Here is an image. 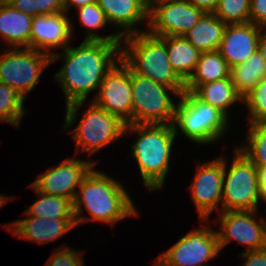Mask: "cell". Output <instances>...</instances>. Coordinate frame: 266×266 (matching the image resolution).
Masks as SVG:
<instances>
[{
    "label": "cell",
    "mask_w": 266,
    "mask_h": 266,
    "mask_svg": "<svg viewBox=\"0 0 266 266\" xmlns=\"http://www.w3.org/2000/svg\"><path fill=\"white\" fill-rule=\"evenodd\" d=\"M122 43L83 40L78 47L68 45L63 54L51 52V63L62 55L65 61L54 76L66 98L64 130L75 124L78 109L89 93L99 89L105 75L121 59Z\"/></svg>",
    "instance_id": "cell-1"
},
{
    "label": "cell",
    "mask_w": 266,
    "mask_h": 266,
    "mask_svg": "<svg viewBox=\"0 0 266 266\" xmlns=\"http://www.w3.org/2000/svg\"><path fill=\"white\" fill-rule=\"evenodd\" d=\"M84 207L92 218L80 216ZM73 213L77 226L89 220L112 225L128 216L138 215L133 201L121 183L103 172L94 170V167L83 178L75 195Z\"/></svg>",
    "instance_id": "cell-2"
},
{
    "label": "cell",
    "mask_w": 266,
    "mask_h": 266,
    "mask_svg": "<svg viewBox=\"0 0 266 266\" xmlns=\"http://www.w3.org/2000/svg\"><path fill=\"white\" fill-rule=\"evenodd\" d=\"M127 132L137 135L131 155L137 161L143 185L150 191L162 190L176 138L173 125L126 124L125 134Z\"/></svg>",
    "instance_id": "cell-3"
},
{
    "label": "cell",
    "mask_w": 266,
    "mask_h": 266,
    "mask_svg": "<svg viewBox=\"0 0 266 266\" xmlns=\"http://www.w3.org/2000/svg\"><path fill=\"white\" fill-rule=\"evenodd\" d=\"M122 39L126 46L121 45V60L134 73L173 88L180 95L185 91V82L173 70L161 37L146 30Z\"/></svg>",
    "instance_id": "cell-4"
},
{
    "label": "cell",
    "mask_w": 266,
    "mask_h": 266,
    "mask_svg": "<svg viewBox=\"0 0 266 266\" xmlns=\"http://www.w3.org/2000/svg\"><path fill=\"white\" fill-rule=\"evenodd\" d=\"M179 99L172 123L176 137L180 130L190 141L211 144L224 136L229 119L221 111L190 91H184Z\"/></svg>",
    "instance_id": "cell-5"
},
{
    "label": "cell",
    "mask_w": 266,
    "mask_h": 266,
    "mask_svg": "<svg viewBox=\"0 0 266 266\" xmlns=\"http://www.w3.org/2000/svg\"><path fill=\"white\" fill-rule=\"evenodd\" d=\"M231 167L227 169L224 159V175L222 184L221 210H257L259 201L263 199L259 186L258 168L235 148Z\"/></svg>",
    "instance_id": "cell-6"
},
{
    "label": "cell",
    "mask_w": 266,
    "mask_h": 266,
    "mask_svg": "<svg viewBox=\"0 0 266 266\" xmlns=\"http://www.w3.org/2000/svg\"><path fill=\"white\" fill-rule=\"evenodd\" d=\"M132 124H172L176 104L168 93L180 94L173 88L138 75L131 70Z\"/></svg>",
    "instance_id": "cell-7"
},
{
    "label": "cell",
    "mask_w": 266,
    "mask_h": 266,
    "mask_svg": "<svg viewBox=\"0 0 266 266\" xmlns=\"http://www.w3.org/2000/svg\"><path fill=\"white\" fill-rule=\"evenodd\" d=\"M0 54V83L25 97L51 63V54L32 48H7Z\"/></svg>",
    "instance_id": "cell-8"
},
{
    "label": "cell",
    "mask_w": 266,
    "mask_h": 266,
    "mask_svg": "<svg viewBox=\"0 0 266 266\" xmlns=\"http://www.w3.org/2000/svg\"><path fill=\"white\" fill-rule=\"evenodd\" d=\"M126 123L117 116L101 109L93 102L86 109L76 128L71 132L76 151L87 152L92 156L105 145L125 135Z\"/></svg>",
    "instance_id": "cell-9"
},
{
    "label": "cell",
    "mask_w": 266,
    "mask_h": 266,
    "mask_svg": "<svg viewBox=\"0 0 266 266\" xmlns=\"http://www.w3.org/2000/svg\"><path fill=\"white\" fill-rule=\"evenodd\" d=\"M204 226L181 237L153 266H206L221 251L216 231ZM208 266V265H207Z\"/></svg>",
    "instance_id": "cell-10"
},
{
    "label": "cell",
    "mask_w": 266,
    "mask_h": 266,
    "mask_svg": "<svg viewBox=\"0 0 266 266\" xmlns=\"http://www.w3.org/2000/svg\"><path fill=\"white\" fill-rule=\"evenodd\" d=\"M257 210H236L220 213V231H216L220 249L232 240L247 246L246 251H259L266 248V219L259 222L254 218Z\"/></svg>",
    "instance_id": "cell-11"
},
{
    "label": "cell",
    "mask_w": 266,
    "mask_h": 266,
    "mask_svg": "<svg viewBox=\"0 0 266 266\" xmlns=\"http://www.w3.org/2000/svg\"><path fill=\"white\" fill-rule=\"evenodd\" d=\"M105 75L92 102L117 116L126 124H132L131 69L120 59Z\"/></svg>",
    "instance_id": "cell-12"
},
{
    "label": "cell",
    "mask_w": 266,
    "mask_h": 266,
    "mask_svg": "<svg viewBox=\"0 0 266 266\" xmlns=\"http://www.w3.org/2000/svg\"><path fill=\"white\" fill-rule=\"evenodd\" d=\"M205 13L186 0L156 4L149 10L147 31L157 37L184 36Z\"/></svg>",
    "instance_id": "cell-13"
},
{
    "label": "cell",
    "mask_w": 266,
    "mask_h": 266,
    "mask_svg": "<svg viewBox=\"0 0 266 266\" xmlns=\"http://www.w3.org/2000/svg\"><path fill=\"white\" fill-rule=\"evenodd\" d=\"M95 164L94 161L66 158L59 165L41 174L31 184L39 192L68 198L73 202L76 189Z\"/></svg>",
    "instance_id": "cell-14"
},
{
    "label": "cell",
    "mask_w": 266,
    "mask_h": 266,
    "mask_svg": "<svg viewBox=\"0 0 266 266\" xmlns=\"http://www.w3.org/2000/svg\"><path fill=\"white\" fill-rule=\"evenodd\" d=\"M190 185L193 204L197 207L200 221L206 222L212 211L221 206L224 175V157L199 164Z\"/></svg>",
    "instance_id": "cell-15"
},
{
    "label": "cell",
    "mask_w": 266,
    "mask_h": 266,
    "mask_svg": "<svg viewBox=\"0 0 266 266\" xmlns=\"http://www.w3.org/2000/svg\"><path fill=\"white\" fill-rule=\"evenodd\" d=\"M64 13L34 16L31 28V48L45 52L50 49L66 48L72 35V23Z\"/></svg>",
    "instance_id": "cell-16"
},
{
    "label": "cell",
    "mask_w": 266,
    "mask_h": 266,
    "mask_svg": "<svg viewBox=\"0 0 266 266\" xmlns=\"http://www.w3.org/2000/svg\"><path fill=\"white\" fill-rule=\"evenodd\" d=\"M262 27L251 22L246 24H227L218 49L230 68L244 63L258 50Z\"/></svg>",
    "instance_id": "cell-17"
},
{
    "label": "cell",
    "mask_w": 266,
    "mask_h": 266,
    "mask_svg": "<svg viewBox=\"0 0 266 266\" xmlns=\"http://www.w3.org/2000/svg\"><path fill=\"white\" fill-rule=\"evenodd\" d=\"M26 219H19L10 223L8 230L15 237L33 241L40 244H47L55 241L68 231L76 227L75 218H39L31 215Z\"/></svg>",
    "instance_id": "cell-18"
},
{
    "label": "cell",
    "mask_w": 266,
    "mask_h": 266,
    "mask_svg": "<svg viewBox=\"0 0 266 266\" xmlns=\"http://www.w3.org/2000/svg\"><path fill=\"white\" fill-rule=\"evenodd\" d=\"M97 3L103 10L108 23L120 29L117 33L121 38L145 32L136 30V26L140 22L149 20L146 0H97Z\"/></svg>",
    "instance_id": "cell-19"
},
{
    "label": "cell",
    "mask_w": 266,
    "mask_h": 266,
    "mask_svg": "<svg viewBox=\"0 0 266 266\" xmlns=\"http://www.w3.org/2000/svg\"><path fill=\"white\" fill-rule=\"evenodd\" d=\"M32 20L10 3H0V35L9 48H31Z\"/></svg>",
    "instance_id": "cell-20"
},
{
    "label": "cell",
    "mask_w": 266,
    "mask_h": 266,
    "mask_svg": "<svg viewBox=\"0 0 266 266\" xmlns=\"http://www.w3.org/2000/svg\"><path fill=\"white\" fill-rule=\"evenodd\" d=\"M227 24L214 13H205L184 37L200 52L219 49Z\"/></svg>",
    "instance_id": "cell-21"
},
{
    "label": "cell",
    "mask_w": 266,
    "mask_h": 266,
    "mask_svg": "<svg viewBox=\"0 0 266 266\" xmlns=\"http://www.w3.org/2000/svg\"><path fill=\"white\" fill-rule=\"evenodd\" d=\"M230 72L231 68L218 50L203 52L193 74L185 82V91L193 92L199 85L229 78Z\"/></svg>",
    "instance_id": "cell-22"
},
{
    "label": "cell",
    "mask_w": 266,
    "mask_h": 266,
    "mask_svg": "<svg viewBox=\"0 0 266 266\" xmlns=\"http://www.w3.org/2000/svg\"><path fill=\"white\" fill-rule=\"evenodd\" d=\"M166 43L173 70L186 82L193 74L200 52L184 36L161 37Z\"/></svg>",
    "instance_id": "cell-23"
},
{
    "label": "cell",
    "mask_w": 266,
    "mask_h": 266,
    "mask_svg": "<svg viewBox=\"0 0 266 266\" xmlns=\"http://www.w3.org/2000/svg\"><path fill=\"white\" fill-rule=\"evenodd\" d=\"M192 93L201 101L217 108L228 119V108L239 100L243 101L235 89L231 76L199 85Z\"/></svg>",
    "instance_id": "cell-24"
},
{
    "label": "cell",
    "mask_w": 266,
    "mask_h": 266,
    "mask_svg": "<svg viewBox=\"0 0 266 266\" xmlns=\"http://www.w3.org/2000/svg\"><path fill=\"white\" fill-rule=\"evenodd\" d=\"M230 76L238 95L244 100L266 76V62L257 50L244 63L233 66Z\"/></svg>",
    "instance_id": "cell-25"
},
{
    "label": "cell",
    "mask_w": 266,
    "mask_h": 266,
    "mask_svg": "<svg viewBox=\"0 0 266 266\" xmlns=\"http://www.w3.org/2000/svg\"><path fill=\"white\" fill-rule=\"evenodd\" d=\"M39 196L23 215L39 218H74L73 202L64 197L44 194L39 192L32 184L30 187Z\"/></svg>",
    "instance_id": "cell-26"
},
{
    "label": "cell",
    "mask_w": 266,
    "mask_h": 266,
    "mask_svg": "<svg viewBox=\"0 0 266 266\" xmlns=\"http://www.w3.org/2000/svg\"><path fill=\"white\" fill-rule=\"evenodd\" d=\"M79 14V20L81 25L87 28L86 36L84 40H97V41H105V42H122L121 37L118 33H114L107 36H100L98 33L93 30H97L99 28H103L108 25L107 18L103 12V10L99 7L98 3H92L89 5H85L77 9Z\"/></svg>",
    "instance_id": "cell-27"
},
{
    "label": "cell",
    "mask_w": 266,
    "mask_h": 266,
    "mask_svg": "<svg viewBox=\"0 0 266 266\" xmlns=\"http://www.w3.org/2000/svg\"><path fill=\"white\" fill-rule=\"evenodd\" d=\"M247 143L240 146L245 156L259 169L266 168V122L249 123Z\"/></svg>",
    "instance_id": "cell-28"
},
{
    "label": "cell",
    "mask_w": 266,
    "mask_h": 266,
    "mask_svg": "<svg viewBox=\"0 0 266 266\" xmlns=\"http://www.w3.org/2000/svg\"><path fill=\"white\" fill-rule=\"evenodd\" d=\"M25 99L7 84L0 83V121L19 127L24 116Z\"/></svg>",
    "instance_id": "cell-29"
},
{
    "label": "cell",
    "mask_w": 266,
    "mask_h": 266,
    "mask_svg": "<svg viewBox=\"0 0 266 266\" xmlns=\"http://www.w3.org/2000/svg\"><path fill=\"white\" fill-rule=\"evenodd\" d=\"M226 24L250 22V0H219L213 12Z\"/></svg>",
    "instance_id": "cell-30"
},
{
    "label": "cell",
    "mask_w": 266,
    "mask_h": 266,
    "mask_svg": "<svg viewBox=\"0 0 266 266\" xmlns=\"http://www.w3.org/2000/svg\"><path fill=\"white\" fill-rule=\"evenodd\" d=\"M9 3L16 10L32 17L65 12L63 0H10Z\"/></svg>",
    "instance_id": "cell-31"
},
{
    "label": "cell",
    "mask_w": 266,
    "mask_h": 266,
    "mask_svg": "<svg viewBox=\"0 0 266 266\" xmlns=\"http://www.w3.org/2000/svg\"><path fill=\"white\" fill-rule=\"evenodd\" d=\"M243 103L250 113V123L266 122V76L254 87Z\"/></svg>",
    "instance_id": "cell-32"
},
{
    "label": "cell",
    "mask_w": 266,
    "mask_h": 266,
    "mask_svg": "<svg viewBox=\"0 0 266 266\" xmlns=\"http://www.w3.org/2000/svg\"><path fill=\"white\" fill-rule=\"evenodd\" d=\"M82 256L81 252L77 253L75 249L63 246L55 249L46 266H84Z\"/></svg>",
    "instance_id": "cell-33"
},
{
    "label": "cell",
    "mask_w": 266,
    "mask_h": 266,
    "mask_svg": "<svg viewBox=\"0 0 266 266\" xmlns=\"http://www.w3.org/2000/svg\"><path fill=\"white\" fill-rule=\"evenodd\" d=\"M250 22L266 27V0H250Z\"/></svg>",
    "instance_id": "cell-34"
},
{
    "label": "cell",
    "mask_w": 266,
    "mask_h": 266,
    "mask_svg": "<svg viewBox=\"0 0 266 266\" xmlns=\"http://www.w3.org/2000/svg\"><path fill=\"white\" fill-rule=\"evenodd\" d=\"M241 256L245 259L243 266H266V248L259 251H244Z\"/></svg>",
    "instance_id": "cell-35"
},
{
    "label": "cell",
    "mask_w": 266,
    "mask_h": 266,
    "mask_svg": "<svg viewBox=\"0 0 266 266\" xmlns=\"http://www.w3.org/2000/svg\"><path fill=\"white\" fill-rule=\"evenodd\" d=\"M192 5L204 10L207 13H213L219 0H186Z\"/></svg>",
    "instance_id": "cell-36"
},
{
    "label": "cell",
    "mask_w": 266,
    "mask_h": 266,
    "mask_svg": "<svg viewBox=\"0 0 266 266\" xmlns=\"http://www.w3.org/2000/svg\"><path fill=\"white\" fill-rule=\"evenodd\" d=\"M92 3H97V0H63V5H64L66 14L71 9L72 6L78 9L80 7H83L85 5H89Z\"/></svg>",
    "instance_id": "cell-37"
},
{
    "label": "cell",
    "mask_w": 266,
    "mask_h": 266,
    "mask_svg": "<svg viewBox=\"0 0 266 266\" xmlns=\"http://www.w3.org/2000/svg\"><path fill=\"white\" fill-rule=\"evenodd\" d=\"M258 51L266 62V27H262L258 43Z\"/></svg>",
    "instance_id": "cell-38"
},
{
    "label": "cell",
    "mask_w": 266,
    "mask_h": 266,
    "mask_svg": "<svg viewBox=\"0 0 266 266\" xmlns=\"http://www.w3.org/2000/svg\"><path fill=\"white\" fill-rule=\"evenodd\" d=\"M259 186L264 202L266 203V168H259Z\"/></svg>",
    "instance_id": "cell-39"
},
{
    "label": "cell",
    "mask_w": 266,
    "mask_h": 266,
    "mask_svg": "<svg viewBox=\"0 0 266 266\" xmlns=\"http://www.w3.org/2000/svg\"><path fill=\"white\" fill-rule=\"evenodd\" d=\"M180 1V0H146L148 10H150L156 4H162L165 2Z\"/></svg>",
    "instance_id": "cell-40"
},
{
    "label": "cell",
    "mask_w": 266,
    "mask_h": 266,
    "mask_svg": "<svg viewBox=\"0 0 266 266\" xmlns=\"http://www.w3.org/2000/svg\"><path fill=\"white\" fill-rule=\"evenodd\" d=\"M10 0H0V3H9Z\"/></svg>",
    "instance_id": "cell-41"
}]
</instances>
